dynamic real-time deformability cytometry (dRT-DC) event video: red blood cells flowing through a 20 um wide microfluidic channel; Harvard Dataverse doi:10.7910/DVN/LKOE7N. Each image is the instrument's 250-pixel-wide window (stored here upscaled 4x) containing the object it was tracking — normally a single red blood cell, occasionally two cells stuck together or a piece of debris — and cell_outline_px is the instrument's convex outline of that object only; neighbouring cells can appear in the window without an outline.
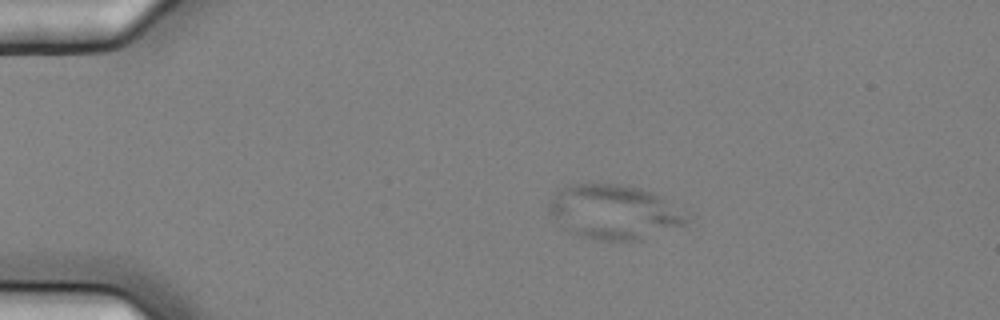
{"species": "common noctule bat (a hibernating species)", "species_latin": "Nyctalus noctula", "temperature_condition": "cold", "stored_images_in_passage": 6, "camera_frame_rate_fps": 3000, "um_per_image_px": 0.085, "animal": {"sex": "female", "body_mass_g": 25.1}, "frame": {"image": 1, "passage_image": 3, "time_ms": 0.667, "image_size_px": [1000, 320], "cell_outline_px": [[684, 224], [640, 240], [596, 240], [576, 236], [568, 232], [548, 212], [548, 200], [556, 192], [568, 184], [616, 184], [640, 188], [652, 192], [660, 196], [684, 216]], "centroid_in_image_um": [52.05, 18.02], "position_along_channel_um": 32.9, "area_um2": 42.95}}
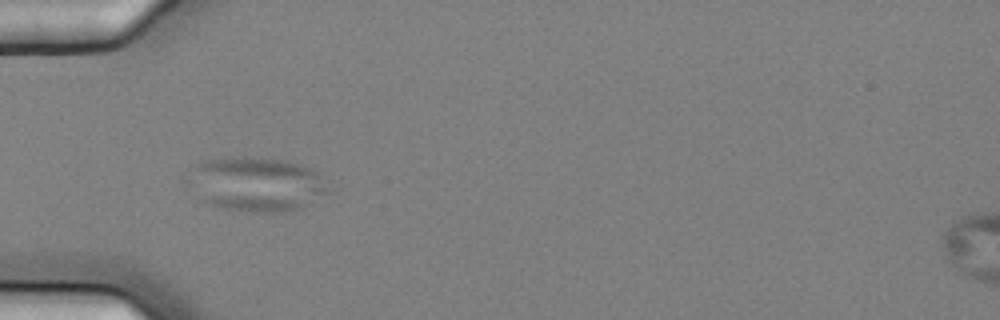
{"frame": {"image": 2, "passage_image": 5, "time_ms": 1.333, "image_size_px": [1000, 320], "cell_outline_px": [[328, 192], [300, 208], [284, 212], [256, 212], [224, 208], [208, 204], [200, 200], [184, 184], [180, 176], [200, 160], [224, 156], [244, 156], [284, 160], [300, 164], [312, 168], [320, 176]], "centroid_in_image_um": [21.58, 15.62], "position_along_channel_um": 63.4, "area_um2": 45.49}}